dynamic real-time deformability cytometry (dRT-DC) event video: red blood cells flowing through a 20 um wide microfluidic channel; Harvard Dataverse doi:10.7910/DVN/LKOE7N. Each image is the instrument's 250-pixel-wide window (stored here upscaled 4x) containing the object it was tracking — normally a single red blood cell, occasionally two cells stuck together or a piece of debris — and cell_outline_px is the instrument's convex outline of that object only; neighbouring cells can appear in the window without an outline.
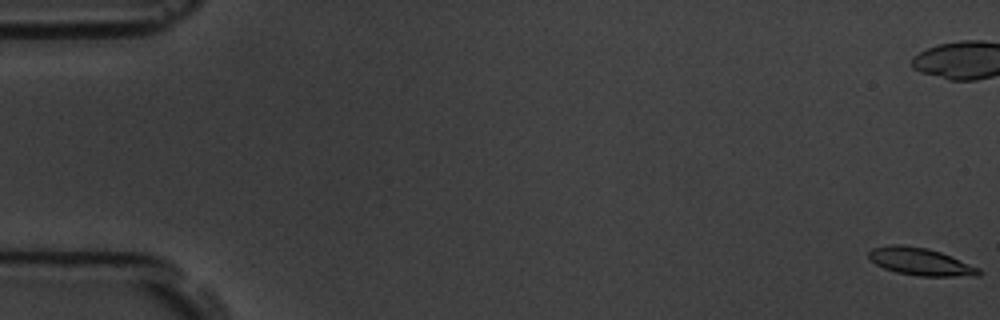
{"species": "common noctule bat (a hibernating species)", "species_latin": "Nyctalus noctula", "temperature_condition": "room temperature", "stored_images_in_passage": 59, "camera_frame_rate_fps": 3000, "um_per_image_px": 0.085, "animal": {"sex": "male", "body_mass_g": 19.5, "forearm_length_mm": 54.6}, "frame": {"image": 1, "passage_image": 1, "time_ms": 0.0, "image_size_px": [1000, 320], "cell_outline_px": [[984, 272], [980, 276], [920, 276], [896, 272], [884, 268], [876, 264], [868, 256], [868, 252], [872, 248], [888, 244], [904, 244], [928, 248], [952, 256], [980, 268]], "centroid_in_image_um": [78.27, 22.23], "position_along_channel_um": 6.7, "area_um2": 17.86}, "authors_computed_cell_mechanics": {"area_um2": 17.918, "velocity_mm_per_s": 3.5931, "shape_relaxation_time_tau1_ms": 3.2237, "shape_relaxation_time_tau2_ms": 4.8245, "deformation_change_tau1": 0.1833, "deformation_change_tau2": 0.1145}}